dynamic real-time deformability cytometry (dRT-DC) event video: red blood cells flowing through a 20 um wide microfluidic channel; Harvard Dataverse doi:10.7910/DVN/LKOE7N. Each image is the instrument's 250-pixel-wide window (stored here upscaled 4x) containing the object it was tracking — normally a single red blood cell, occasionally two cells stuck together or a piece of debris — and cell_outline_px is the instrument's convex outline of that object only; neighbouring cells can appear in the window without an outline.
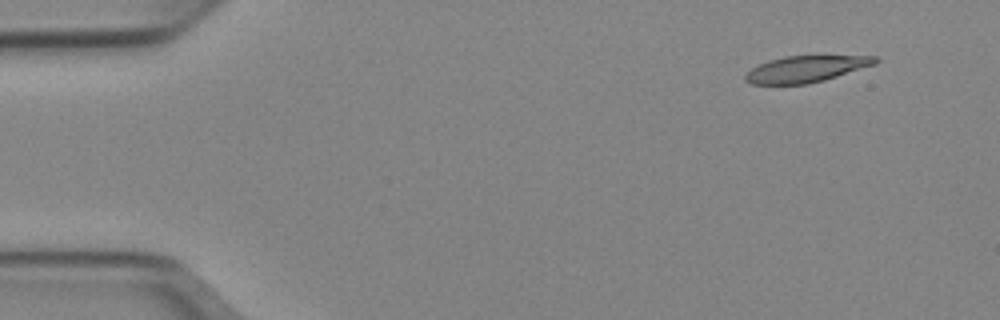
{"species": "Egyptian fruit bat (a non-hibernating species)", "species_latin": "Rousettus aegyptiacus", "temperature_condition": "cold", "stored_images_in_passage": 50, "camera_frame_rate_fps": 3000, "um_per_image_px": 0.085, "animal": {"sex": "female"}, "frame": {"image": 1, "passage_image": 3, "time_ms": 0.667, "image_size_px": [1000, 320], "cell_outline_px": [[880, 60], [876, 64], [824, 80], [808, 84], [752, 84], [744, 80], [744, 76], [752, 68], [768, 60], [784, 56], [880, 56]], "centroid_in_image_um": [68.53, 5.86], "position_along_channel_um": 16.5, "area_um2": 19.94}}
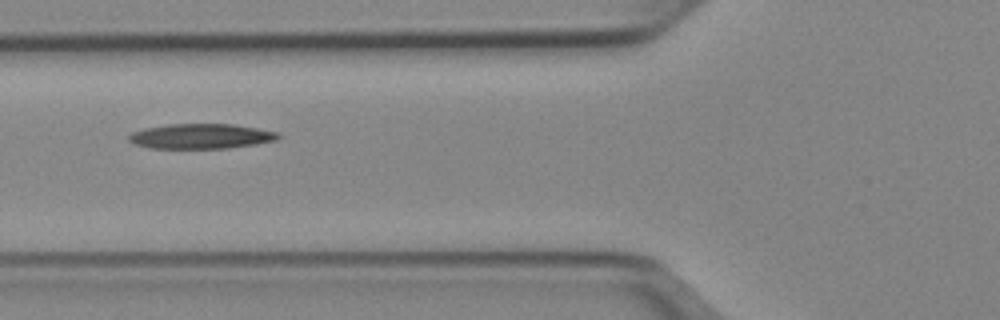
{"frame": {"image": 2, "passage_image": 18, "time_ms": 5.667, "image_size_px": [1000, 320], "cell_outline_px": [[280, 136], [276, 140], [256, 144], [228, 148], [148, 148], [136, 144], [128, 140], [128, 136], [132, 132], [144, 128], [168, 124], [232, 124], [280, 132]], "centroid_in_image_um": [17.08, 11.58], "position_along_channel_um": 108.7, "area_um2": 21.73}}
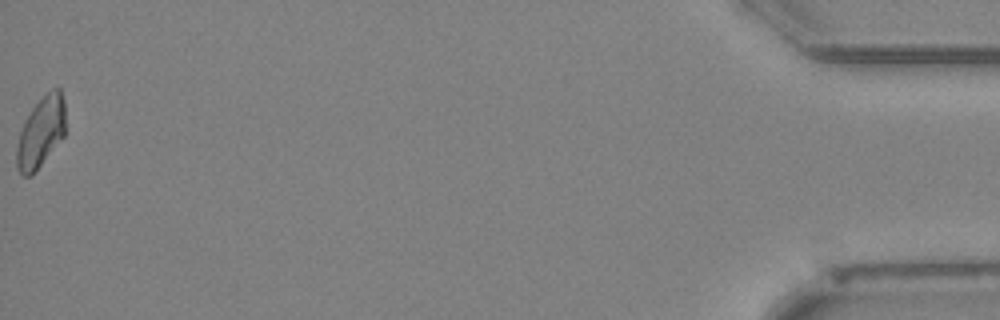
{"frame": {"image": 3, "passage_image": 50, "time_ms": 16.333, "image_size_px": [1000, 320], "cell_outline_px": [[64, 136], [32, 176], [24, 176], [16, 168], [16, 148], [20, 132], [32, 108], [52, 88], [60, 88], [64, 100]], "centroid_in_image_um": [3.47, 11.27], "position_along_channel_um": 431.7, "area_um2": 19.77}, "authors_computed_cell_mechanics": {"area_um2": 21.097, "velocity_mm_per_s": 3.9508, "shape_relaxation_time_tau1_ms": null, "shape_relaxation_time_tau2_ms": 8.0515, "deformation_change_tau1": null, "deformation_change_tau2": 0.1945}}